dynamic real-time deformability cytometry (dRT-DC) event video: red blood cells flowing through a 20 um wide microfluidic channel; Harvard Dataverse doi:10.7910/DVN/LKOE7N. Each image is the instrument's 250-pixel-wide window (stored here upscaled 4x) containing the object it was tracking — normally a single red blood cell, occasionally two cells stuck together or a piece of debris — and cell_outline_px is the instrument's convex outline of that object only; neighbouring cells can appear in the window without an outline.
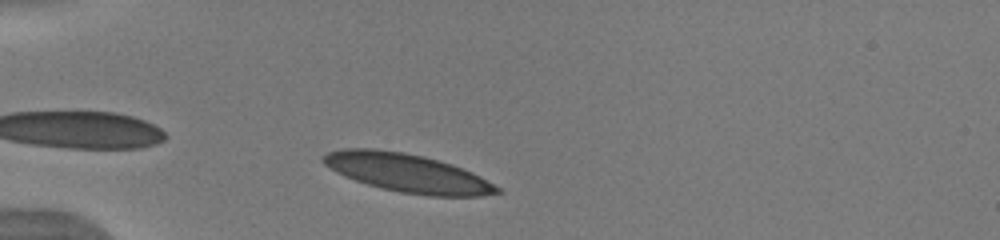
{"species": "human", "species_latin": "Homo sapiens", "temperature_condition": "warm", "stored_images_in_passage": 37, "camera_frame_rate_fps": 3000, "um_per_image_px": 0.085, "donor": {"sex": "male"}, "frame": {"image": 1, "passage_image": 4, "time_ms": 1.0, "image_size_px": [1000, 240], "cell_outline_px": [[504, 192], [480, 196], [428, 196], [400, 192], [368, 184], [344, 176], [336, 172], [324, 164], [320, 160], [320, 156], [328, 152], [344, 148], [376, 148], [404, 152], [424, 156], [452, 164], [472, 172], [480, 176], [500, 188]], "centroid_in_image_um": [34.62, 14.69], "position_along_channel_um": 50.4, "area_um2": 38.96}}
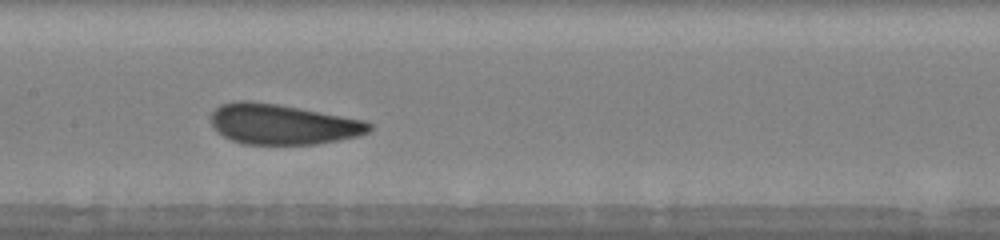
{"frame": {"image": 2, "passage_image": 16, "time_ms": 5.0, "image_size_px": [1000, 240], "cell_outline_px": [[372, 128], [368, 132], [360, 136], [316, 144], [244, 144], [232, 140], [224, 136], [212, 128], [212, 112], [220, 104], [236, 100], [248, 100], [276, 104], [364, 120], [372, 124]], "centroid_in_image_um": [24.0, 10.56], "position_along_channel_um": 183.4, "area_um2": 37.05}}
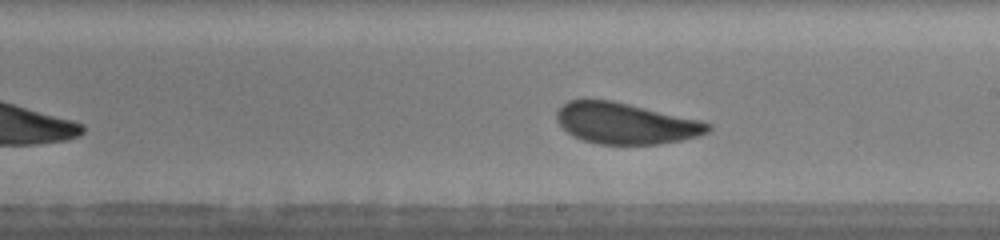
{"frame": {"image": 3, "passage_image": 20, "time_ms": 6.333, "image_size_px": [1000, 240], "cell_outline_px": [[712, 128], [708, 132], [700, 136], [660, 144], [600, 144], [584, 140], [572, 136], [556, 120], [556, 108], [568, 100], [612, 100], [700, 120], [712, 124]], "centroid_in_image_um": [53.17, 10.48], "position_along_channel_um": 235.8, "area_um2": 36.24}, "authors_computed_cell_mechanics": {"area_um2": 36.5296, "velocity_mm_per_s": 3.9429, "shape_relaxation_time_tau1_ms": 3.0289, "shape_relaxation_time_tau2_ms": 0.8799, "deformation_change_tau1": 0.1041, "deformation_change_tau2": 0.0636}}